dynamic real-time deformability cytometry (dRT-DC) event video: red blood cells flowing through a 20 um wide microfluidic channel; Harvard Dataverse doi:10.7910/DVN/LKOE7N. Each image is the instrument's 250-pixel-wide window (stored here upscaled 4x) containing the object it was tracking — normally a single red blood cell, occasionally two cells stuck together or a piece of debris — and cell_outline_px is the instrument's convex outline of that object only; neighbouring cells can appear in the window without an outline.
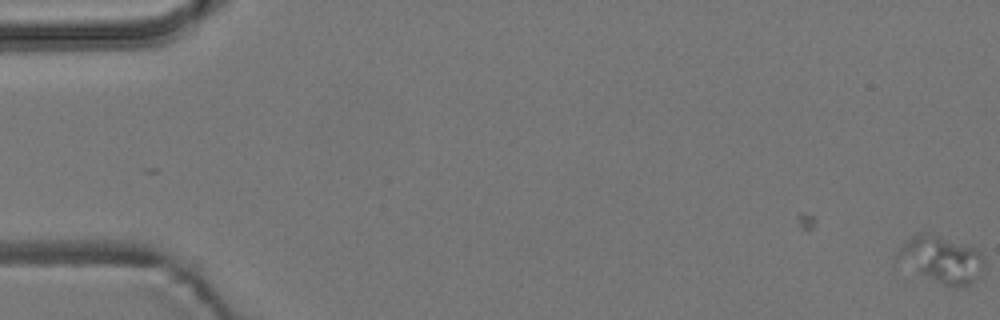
{"species": "common noctule bat (a hibernating species)", "species_latin": "Nyctalus noctula", "temperature_condition": "room temperature", "stored_images_in_passage": 6, "camera_frame_rate_fps": 3000, "um_per_image_px": 0.085, "animal": {"sex": "male", "body_mass_g": 19.2, "forearm_length_mm": 51.8}, "frame": {"image": 1, "passage_image": 1, "time_ms": 0.0, "image_size_px": [1000, 320], "cell_outline_px": [[984, 272], [964, 288], [956, 288], [940, 284], [896, 260], [896, 256], [900, 248], [912, 236], [920, 232], [928, 232], [976, 248], [984, 256]], "centroid_in_image_um": [80.08, 22.06], "position_along_channel_um": 4.9, "area_um2": 23.64}}
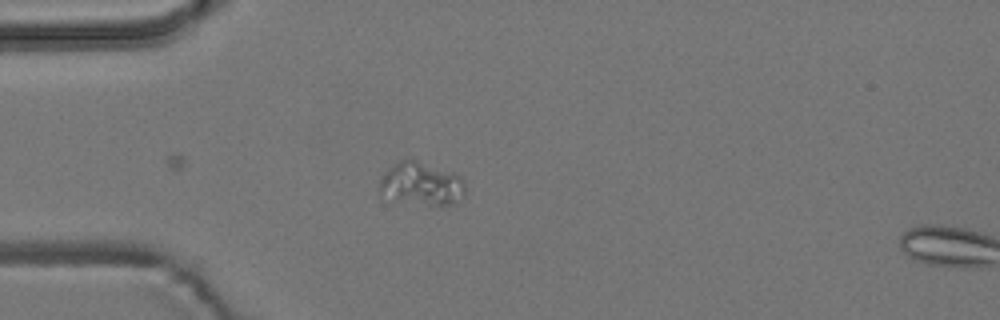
{"frame": {"image": 2, "passage_image": 5, "time_ms": 1.333, "image_size_px": [1000, 320], "cell_outline_px": [[464, 192], [456, 204], [436, 204], [392, 200], [380, 192], [380, 180], [384, 172], [388, 168], [400, 160], [416, 160], [452, 172], [460, 176], [464, 180]], "centroid_in_image_um": [35.81, 15.6], "position_along_channel_um": 49.2, "area_um2": 21.04}}